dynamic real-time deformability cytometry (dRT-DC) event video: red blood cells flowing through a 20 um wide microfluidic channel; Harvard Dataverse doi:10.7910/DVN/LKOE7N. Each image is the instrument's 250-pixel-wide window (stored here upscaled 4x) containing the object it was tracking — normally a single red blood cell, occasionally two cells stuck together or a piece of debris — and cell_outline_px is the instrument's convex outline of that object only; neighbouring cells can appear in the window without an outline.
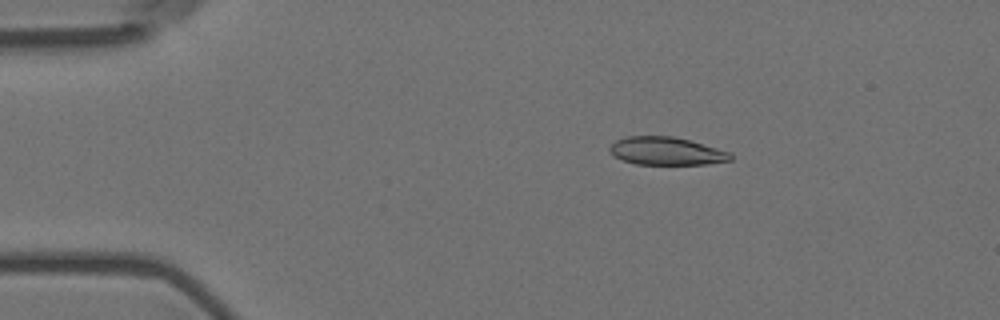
{"species": "Egyptian fruit bat (a non-hibernating species)", "species_latin": "Rousettus aegyptiacus", "temperature_condition": "room temperature", "stored_images_in_passage": 5, "camera_frame_rate_fps": 3000, "um_per_image_px": 0.085, "animal": {"sex": "female"}, "frame": {"image": 1, "passage_image": 3, "time_ms": 0.667, "image_size_px": [1000, 320], "cell_outline_px": [[732, 160], [704, 164], [636, 164], [612, 156], [608, 152], [608, 148], [616, 140], [628, 136], [672, 136], [688, 140], [716, 148], [728, 152], [732, 156]], "centroid_in_image_um": [56.57, 12.84], "position_along_channel_um": 28.4, "area_um2": 19.48}}